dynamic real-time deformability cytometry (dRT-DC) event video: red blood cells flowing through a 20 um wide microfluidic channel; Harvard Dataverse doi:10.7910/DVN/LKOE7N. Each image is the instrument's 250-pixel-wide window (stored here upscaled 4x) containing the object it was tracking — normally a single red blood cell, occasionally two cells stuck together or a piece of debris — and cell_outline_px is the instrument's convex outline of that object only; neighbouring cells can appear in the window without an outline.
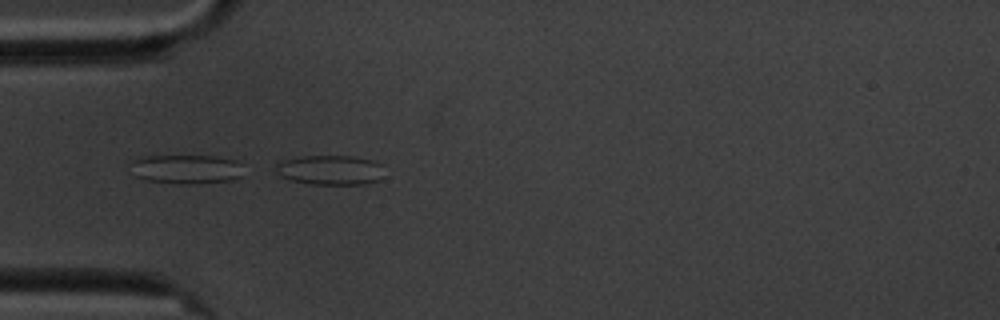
{"species": "common noctule bat (a hibernating species)", "species_latin": "Nyctalus noctula", "temperature_condition": "cold", "stored_images_in_passage": 5, "camera_frame_rate_fps": 3000, "um_per_image_px": 0.085, "animal": {"sex": "male", "body_mass_g": 20.1, "forearm_length_mm": 53.5}, "frame": {"image": 1, "passage_image": 5, "time_ms": 4.667, "image_size_px": [1000, 320], "cell_outline_px": [[384, 164], [380, 180], [364, 184], [312, 184], [292, 180], [280, 176], [276, 172], [276, 160], [300, 156], [352, 156], [372, 160]], "centroid_in_image_um": [28.05, 14.43], "position_along_channel_um": 57.0, "area_um2": 19.02}}